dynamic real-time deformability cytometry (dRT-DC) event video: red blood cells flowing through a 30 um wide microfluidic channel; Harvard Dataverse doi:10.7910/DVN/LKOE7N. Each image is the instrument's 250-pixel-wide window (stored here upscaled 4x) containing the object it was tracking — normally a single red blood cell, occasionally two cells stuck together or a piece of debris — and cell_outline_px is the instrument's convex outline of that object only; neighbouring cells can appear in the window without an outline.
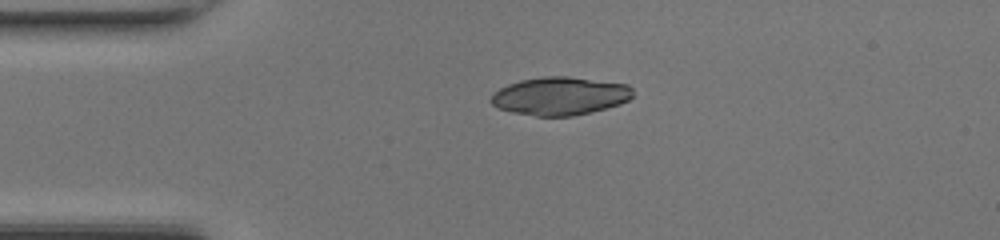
{"species": "common noctule bat (a hibernating species)", "species_latin": "Nyctalus noctula", "temperature_condition": "room temperature", "stored_images_in_passage": 38, "camera_frame_rate_fps": 3000, "um_per_image_px": 0.085, "animal": {"sex": "female", "body_mass_g": 17.0, "forearm_length_mm": 48.0}, "frame": {"image": 1, "passage_image": 1, "time_ms": 0.0, "image_size_px": [1000, 240], "cell_outline_px": [[632, 96], [628, 100], [620, 104], [592, 112], [572, 116], [536, 116], [512, 112], [496, 108], [488, 100], [492, 92], [508, 84], [520, 80], [544, 76], [568, 76], [628, 84], [632, 88]], "centroid_in_image_um": [47.56, 8.16], "position_along_channel_um": 37.4, "area_um2": 31.79}}
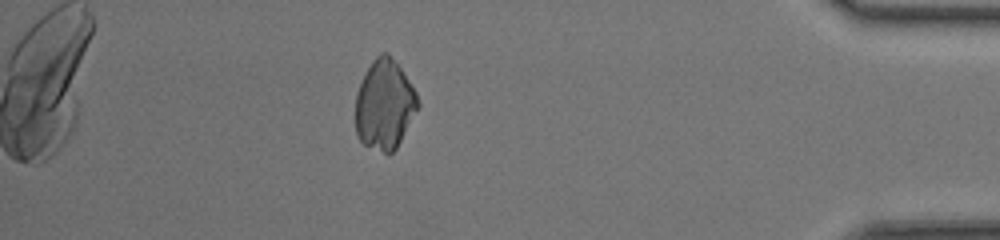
{"frame": {"image": 2, "passage_image": 32, "time_ms": 10.333, "image_size_px": [1000, 240], "cell_outline_px": [[420, 108], [396, 148], [388, 156], [364, 144], [356, 136], [356, 92], [372, 60], [380, 52], [388, 52], [400, 68], [416, 92], [420, 104]], "centroid_in_image_um": [32.7, 8.93], "position_along_channel_um": 402.5, "area_um2": 32.77}}